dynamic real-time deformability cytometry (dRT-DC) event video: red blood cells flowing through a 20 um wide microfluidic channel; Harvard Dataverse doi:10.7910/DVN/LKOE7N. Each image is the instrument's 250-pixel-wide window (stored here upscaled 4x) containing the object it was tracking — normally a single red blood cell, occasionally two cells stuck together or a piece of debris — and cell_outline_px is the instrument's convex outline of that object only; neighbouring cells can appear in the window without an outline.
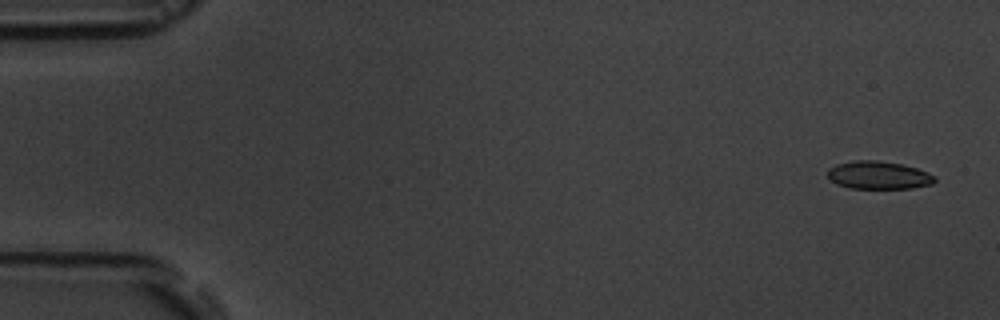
{"species": "common noctule bat (a hibernating species)", "species_latin": "Nyctalus noctula", "temperature_condition": "room temperature", "stored_images_in_passage": 8, "camera_frame_rate_fps": 3000, "um_per_image_px": 0.085, "animal": {"sex": "male", "body_mass_g": 19.5, "forearm_length_mm": 54.6}, "frame": {"image": 1, "passage_image": 1, "time_ms": 0.0, "image_size_px": [1000, 320], "cell_outline_px": [[936, 180], [932, 184], [912, 188], [848, 188], [836, 184], [828, 176], [828, 168], [836, 164], [856, 160], [876, 160], [900, 164], [916, 168], [928, 172], [936, 176]], "centroid_in_image_um": [74.68, 14.89], "position_along_channel_um": 10.3, "area_um2": 17.4}}
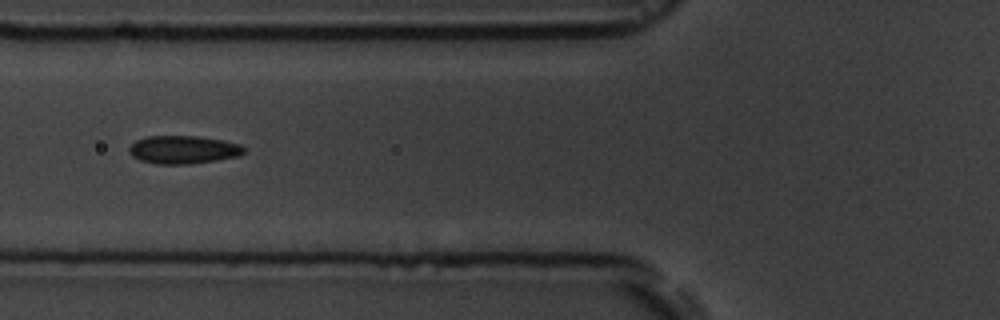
{"frame": {"image": 2, "passage_image": 6, "time_ms": 6.333, "image_size_px": [1000, 320], "cell_outline_px": [[248, 148], [240, 156], [192, 164], [156, 164], [140, 160], [132, 156], [128, 152], [128, 148], [136, 140], [148, 136], [200, 136], [224, 140], [240, 144]], "centroid_in_image_um": [15.61, 12.72], "position_along_channel_um": 110.2, "area_um2": 19.07}}
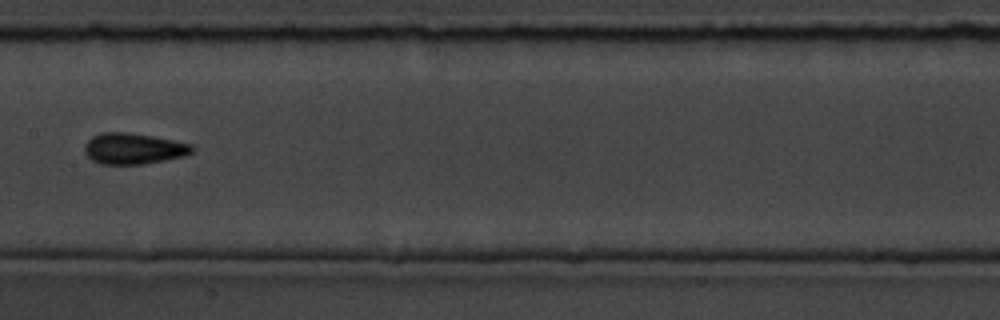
{"frame": {"image": 3, "passage_image": 8, "time_ms": 8.667, "image_size_px": [1000, 320], "cell_outline_px": [[196, 148], [192, 152], [184, 156], [144, 164], [100, 164], [92, 160], [84, 152], [84, 144], [92, 136], [100, 132], [128, 132], [152, 136], [192, 144]], "centroid_in_image_um": [11.33, 12.62], "position_along_channel_um": 196.1, "area_um2": 19.54}}